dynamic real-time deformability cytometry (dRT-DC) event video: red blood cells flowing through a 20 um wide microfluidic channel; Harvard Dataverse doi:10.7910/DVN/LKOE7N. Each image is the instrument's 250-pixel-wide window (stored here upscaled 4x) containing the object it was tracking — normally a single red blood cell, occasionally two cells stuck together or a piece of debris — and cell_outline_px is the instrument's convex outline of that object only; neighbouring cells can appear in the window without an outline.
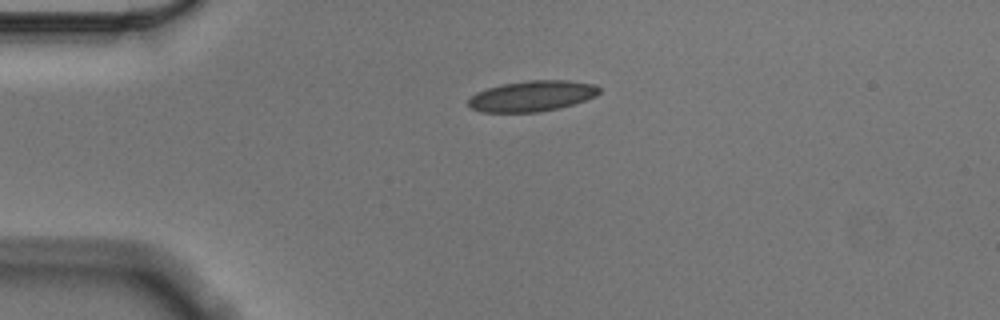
{"species": "Egyptian fruit bat (a non-hibernating species)", "species_latin": "Rousettus aegyptiacus", "temperature_condition": "cold", "stored_images_in_passage": 37, "camera_frame_rate_fps": 3000, "um_per_image_px": 0.085, "animal": {"sex": "male"}, "frame": {"image": 1, "passage_image": 1, "time_ms": 0.0, "image_size_px": [1000, 320], "cell_outline_px": [[600, 92], [596, 96], [560, 108], [540, 112], [480, 112], [472, 108], [468, 104], [468, 100], [476, 92], [500, 84], [528, 80], [568, 80], [596, 84], [600, 88]], "centroid_in_image_um": [45.23, 8.16], "position_along_channel_um": 39.8, "area_um2": 23.52}}
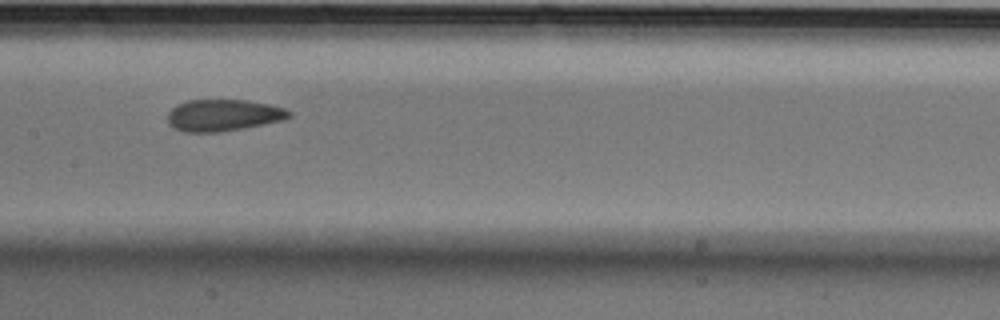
{"frame": {"image": 2, "passage_image": 16, "time_ms": 5.0, "image_size_px": [1000, 320], "cell_outline_px": [[292, 116], [284, 120], [264, 124], [220, 132], [184, 132], [168, 124], [168, 112], [176, 104], [188, 100], [248, 100], [268, 104], [284, 108], [292, 112]], "centroid_in_image_um": [18.98, 9.79], "position_along_channel_um": 188.4, "area_um2": 22.48}}
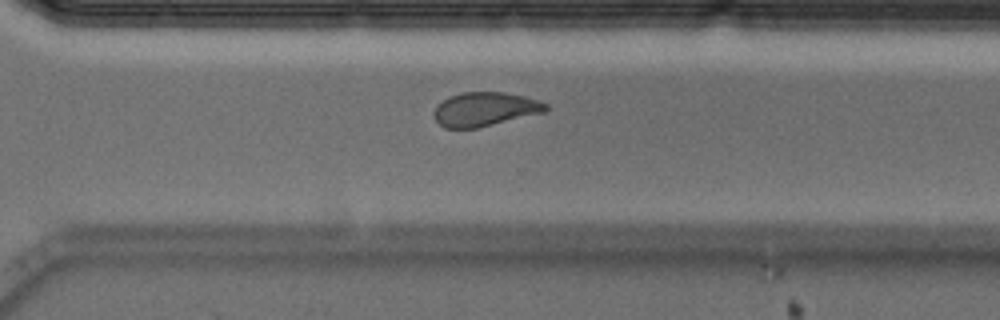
{"frame": {"image": 3, "passage_image": 28, "time_ms": 9.0, "image_size_px": [1000, 320], "cell_outline_px": [[548, 108], [544, 112], [476, 128], [444, 128], [436, 120], [432, 112], [436, 104], [448, 96], [464, 92], [504, 92], [524, 96], [548, 104]], "centroid_in_image_um": [41.16, 9.27], "position_along_channel_um": 329.4, "area_um2": 22.08}, "authors_computed_cell_mechanics": {"area_um2": 22.6576, "velocity_mm_per_s": 3.534, "shape_relaxation_time_tau1_ms": 4.0993, "shape_relaxation_time_tau2_ms": 1.797, "deformation_change_tau1": 0.1121, "deformation_change_tau2": 0.0603}}